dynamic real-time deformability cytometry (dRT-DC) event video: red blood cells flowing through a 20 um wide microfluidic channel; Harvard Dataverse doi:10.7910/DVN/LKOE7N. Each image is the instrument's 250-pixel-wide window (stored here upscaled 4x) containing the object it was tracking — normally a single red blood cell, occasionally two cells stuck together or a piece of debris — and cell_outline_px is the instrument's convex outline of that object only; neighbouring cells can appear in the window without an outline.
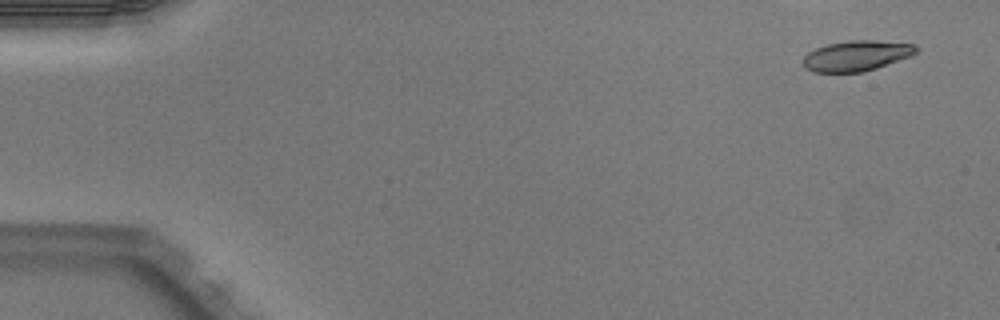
{"species": "Egyptian fruit bat (a non-hibernating species)", "species_latin": "Rousettus aegyptiacus", "temperature_condition": "warm", "stored_images_in_passage": 4, "camera_frame_rate_fps": 3000, "um_per_image_px": 0.085, "animal": {"sex": "male"}, "frame": {"image": 1, "passage_image": 1, "time_ms": 0.0, "image_size_px": [1000, 320], "cell_outline_px": [[920, 48], [912, 56], [876, 68], [860, 72], [812, 72], [804, 68], [804, 56], [808, 52], [816, 48], [828, 44], [848, 40], [872, 40], [916, 44]], "centroid_in_image_um": [72.83, 4.73], "position_along_channel_um": 12.2, "area_um2": 20.11}}